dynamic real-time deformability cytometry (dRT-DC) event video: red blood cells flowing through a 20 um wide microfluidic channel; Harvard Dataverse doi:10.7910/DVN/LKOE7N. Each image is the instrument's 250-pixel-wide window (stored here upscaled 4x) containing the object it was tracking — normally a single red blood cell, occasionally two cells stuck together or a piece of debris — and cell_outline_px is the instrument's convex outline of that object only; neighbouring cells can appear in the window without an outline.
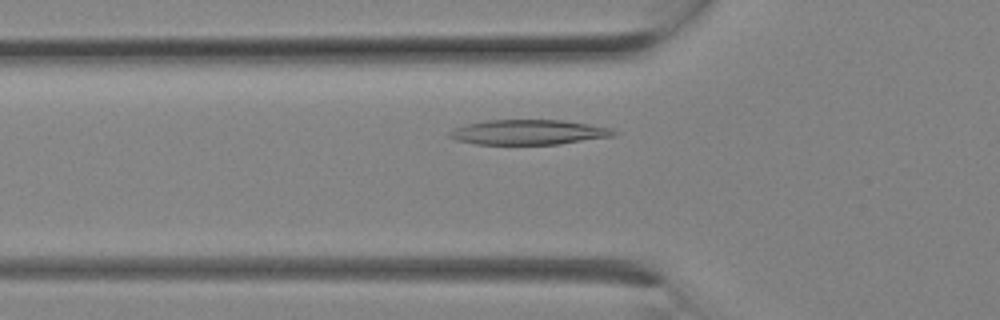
{"species": "Egyptian fruit bat (a non-hibernating species)", "species_latin": "Rousettus aegyptiacus", "temperature_condition": "room temperature", "stored_images_in_passage": 3, "camera_frame_rate_fps": 3000, "um_per_image_px": 0.085, "animal": {"sex": "female"}, "frame": {"image": 1, "passage_image": 3, "time_ms": 0.667, "image_size_px": [1000, 320], "cell_outline_px": [[620, 132], [612, 136], [560, 144], [476, 144], [456, 140], [448, 136], [448, 132], [452, 128], [468, 124], [488, 120], [564, 120], [612, 128]], "centroid_in_image_um": [44.93, 11.23], "position_along_channel_um": 80.9, "area_um2": 23.87}}